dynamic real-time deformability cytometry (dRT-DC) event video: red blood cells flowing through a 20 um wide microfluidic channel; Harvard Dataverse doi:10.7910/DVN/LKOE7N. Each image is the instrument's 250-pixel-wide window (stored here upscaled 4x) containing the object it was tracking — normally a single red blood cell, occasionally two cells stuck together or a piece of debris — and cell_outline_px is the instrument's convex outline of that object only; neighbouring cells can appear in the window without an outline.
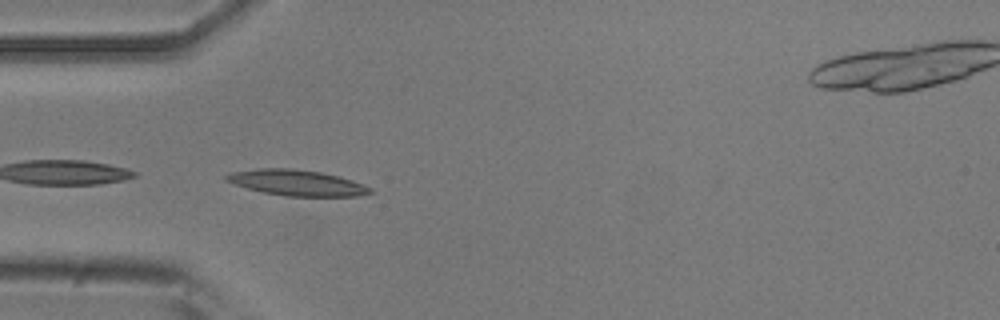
{"species": "common noctule bat (a hibernating species)", "species_latin": "Nyctalus noctula", "temperature_condition": "room temperature", "stored_images_in_passage": 53, "camera_frame_rate_fps": 3000, "um_per_image_px": 0.085, "animal": {"sex": "male", "body_mass_g": 20.5, "forearm_length_mm": 52.5}, "frame": {"image": 1, "passage_image": 15, "time_ms": 4.667, "image_size_px": [1000, 320], "cell_outline_px": [[372, 192], [360, 196], [284, 196], [264, 192], [248, 188], [224, 180], [224, 176], [232, 172], [260, 168], [292, 168], [320, 172], [352, 180], [364, 184], [372, 188]], "centroid_in_image_um": [25.24, 15.53], "position_along_channel_um": 59.8, "area_um2": 21.44}}
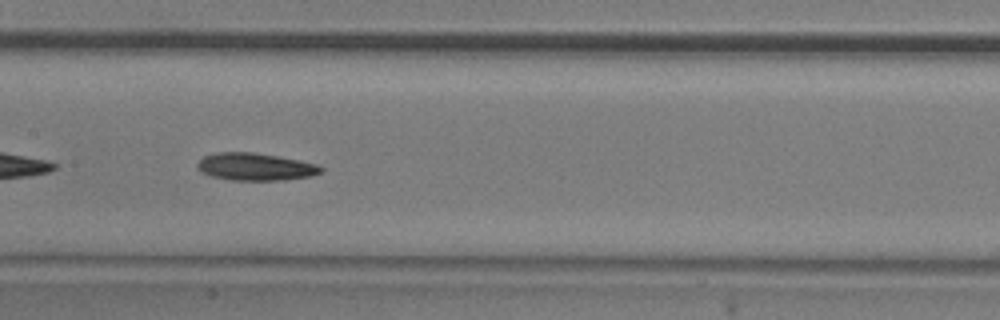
{"frame": {"image": 2, "passage_image": 25, "time_ms": 8.0, "image_size_px": [1000, 320], "cell_outline_px": [[324, 172], [308, 176], [284, 180], [232, 180], [212, 176], [200, 172], [196, 168], [196, 164], [204, 156], [216, 152], [252, 152], [276, 156], [316, 164], [324, 168]], "centroid_in_image_um": [21.67, 14.18], "position_along_channel_um": 185.7, "area_um2": 19.65}}
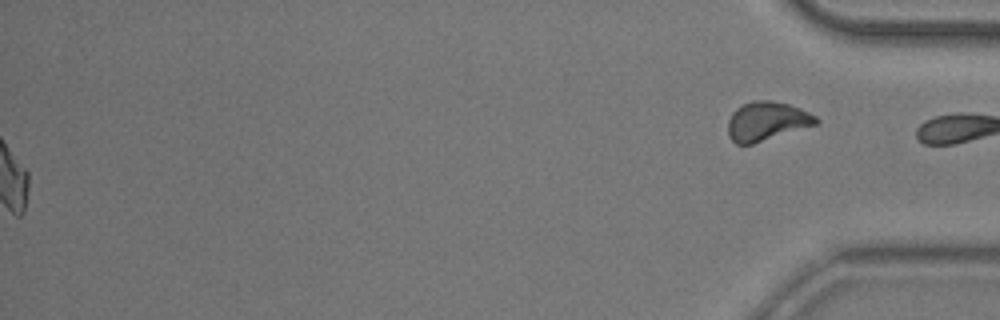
{"frame": {"image": 3, "passage_image": 53, "time_ms": 17.333, "image_size_px": [1000, 320], "cell_outline_px": [[820, 120], [816, 124], [752, 144], [736, 144], [728, 136], [728, 120], [732, 112], [736, 108], [752, 100], [768, 100], [788, 104], [800, 108], [816, 116]], "centroid_in_image_um": [65.14, 10.29], "position_along_channel_um": 370.1, "area_um2": 19.83}, "authors_computed_cell_mechanics": {"area_um2": 19.5942, "velocity_mm_per_s": 3.816, "shape_relaxation_time_tau1_ms": 8.42, "shape_relaxation_time_tau2_ms": 8.5286, "deformation_change_tau1": 0.1865, "deformation_change_tau2": 0.1842}}